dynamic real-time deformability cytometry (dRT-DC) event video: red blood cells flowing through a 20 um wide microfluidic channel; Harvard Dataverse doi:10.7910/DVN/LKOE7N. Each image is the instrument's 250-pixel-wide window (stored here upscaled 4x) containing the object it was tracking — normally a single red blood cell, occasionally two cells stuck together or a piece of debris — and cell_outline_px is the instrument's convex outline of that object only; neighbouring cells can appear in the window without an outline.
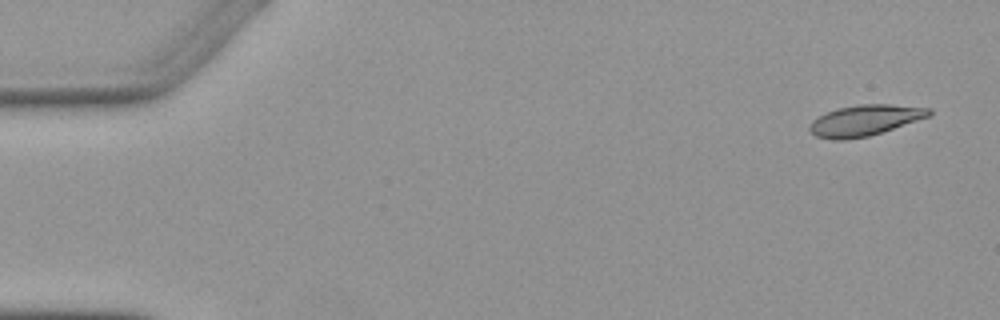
{"species": "Egyptian fruit bat (a non-hibernating species)", "species_latin": "Rousettus aegyptiacus", "temperature_condition": "warm", "stored_images_in_passage": 6, "camera_frame_rate_fps": 3000, "um_per_image_px": 0.085, "animal": {"sex": "female"}, "frame": {"image": 1, "passage_image": 1, "time_ms": 0.0, "image_size_px": [1000, 320], "cell_outline_px": [[932, 112], [928, 116], [868, 136], [844, 140], [836, 140], [816, 136], [808, 128], [812, 120], [836, 108], [856, 104], [888, 104], [932, 108]], "centroid_in_image_um": [73.48, 10.21], "position_along_channel_um": 11.5, "area_um2": 21.1}}
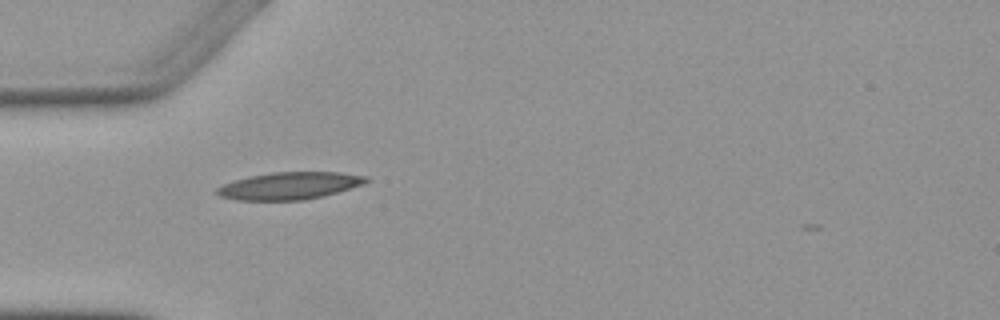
{"frame": {"image": 2, "passage_image": 5, "time_ms": 4.667, "image_size_px": [1000, 320], "cell_outline_px": [[372, 180], [364, 184], [324, 196], [304, 200], [236, 200], [220, 196], [216, 192], [216, 188], [224, 184], [236, 180], [252, 176], [272, 172], [340, 172], [368, 176]], "centroid_in_image_um": [24.67, 15.79], "position_along_channel_um": 60.3, "area_um2": 23.7}}
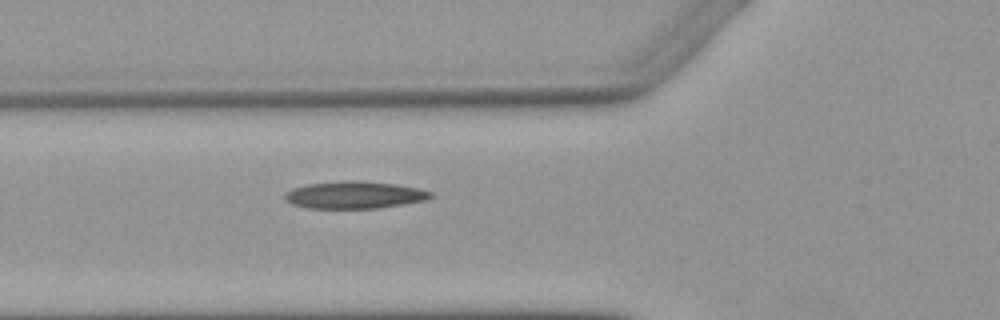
{"frame": {"image": 3, "passage_image": 6, "time_ms": 5.667, "image_size_px": [1000, 320], "cell_outline_px": [[432, 196], [424, 200], [376, 208], [308, 208], [292, 204], [284, 200], [284, 192], [292, 188], [308, 184], [340, 180], [356, 180], [396, 184], [420, 188], [432, 192]], "centroid_in_image_um": [30.07, 16.55], "position_along_channel_um": 95.7, "area_um2": 23.18}}